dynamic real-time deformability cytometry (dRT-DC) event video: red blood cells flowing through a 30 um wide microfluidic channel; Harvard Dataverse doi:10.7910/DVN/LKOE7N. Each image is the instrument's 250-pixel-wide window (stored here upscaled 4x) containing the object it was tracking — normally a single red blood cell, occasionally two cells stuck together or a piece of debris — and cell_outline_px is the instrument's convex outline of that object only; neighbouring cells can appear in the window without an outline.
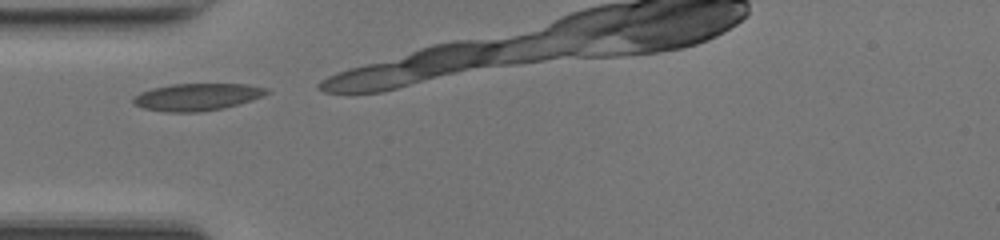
{"species": "common noctule bat (a hibernating species)", "species_latin": "Nyctalus noctula", "temperature_condition": "room temperature", "stored_images_in_passage": 3, "camera_frame_rate_fps": 3000, "um_per_image_px": 0.085, "animal": {"sex": "female", "body_mass_g": 17.0, "forearm_length_mm": 48.0}, "frame": {"image": 1, "passage_image": 1, "time_ms": 0.0, "image_size_px": [1000, 240], "cell_outline_px": [[272, 92], [252, 100], [224, 108], [196, 112], [168, 112], [144, 108], [132, 104], [132, 100], [140, 92], [152, 88], [172, 84], [248, 84], [268, 88]], "centroid_in_image_um": [16.78, 8.23], "position_along_channel_um": 68.2, "area_um2": 21.15}}